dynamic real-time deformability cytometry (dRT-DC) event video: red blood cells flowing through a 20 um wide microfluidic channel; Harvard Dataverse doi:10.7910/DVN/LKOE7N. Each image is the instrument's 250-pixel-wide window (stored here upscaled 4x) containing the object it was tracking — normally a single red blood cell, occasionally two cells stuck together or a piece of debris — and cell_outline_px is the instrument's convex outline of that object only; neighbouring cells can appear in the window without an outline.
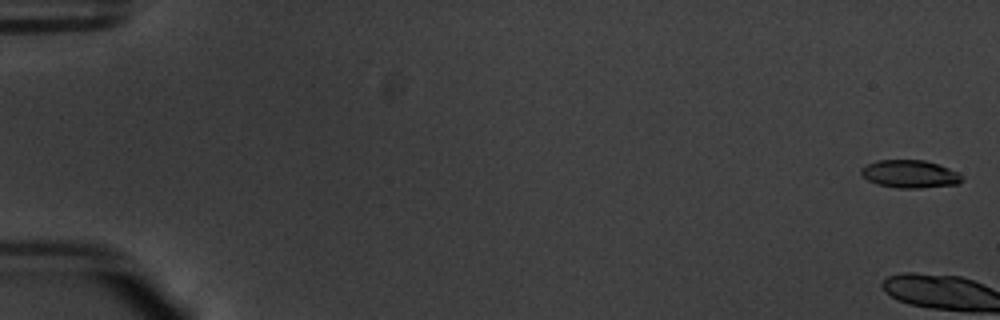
{"species": "common noctule bat (a hibernating species)", "species_latin": "Nyctalus noctula", "temperature_condition": "warm", "stored_images_in_passage": 4, "camera_frame_rate_fps": 3000, "um_per_image_px": 0.085, "animal": {"sex": "male", "body_mass_g": 20.1, "forearm_length_mm": 53.5}, "frame": {"image": 1, "passage_image": 2, "time_ms": 0.333, "image_size_px": [1000, 320], "cell_outline_px": [[964, 180], [960, 184], [920, 188], [896, 188], [876, 184], [868, 180], [860, 172], [860, 168], [876, 160], [924, 160], [960, 172], [964, 176]], "centroid_in_image_um": [77.38, 14.8], "position_along_channel_um": 7.6, "area_um2": 16.53}}